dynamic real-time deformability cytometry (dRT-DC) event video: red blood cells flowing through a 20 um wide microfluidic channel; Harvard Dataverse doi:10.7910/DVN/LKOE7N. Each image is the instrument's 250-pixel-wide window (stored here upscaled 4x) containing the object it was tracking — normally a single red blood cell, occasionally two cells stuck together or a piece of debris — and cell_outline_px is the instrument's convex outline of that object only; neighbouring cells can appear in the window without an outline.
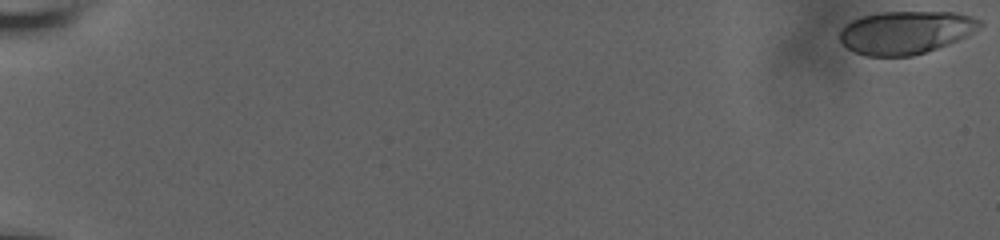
{"species": "human", "species_latin": "Homo sapiens", "temperature_condition": "room temperature", "stored_images_in_passage": 48, "camera_frame_rate_fps": 3000, "um_per_image_px": 0.085, "donor": {"sex": "male"}, "frame": {"image": 1, "passage_image": 1, "time_ms": 0.0, "image_size_px": [1000, 240], "cell_outline_px": [[984, 24], [980, 28], [948, 44], [912, 56], [868, 56], [856, 52], [848, 48], [840, 40], [840, 32], [852, 20], [864, 16], [880, 12], [956, 12], [972, 16], [980, 20]], "centroid_in_image_um": [77.01, 2.74], "position_along_channel_um": 8.0, "area_um2": 34.68}}
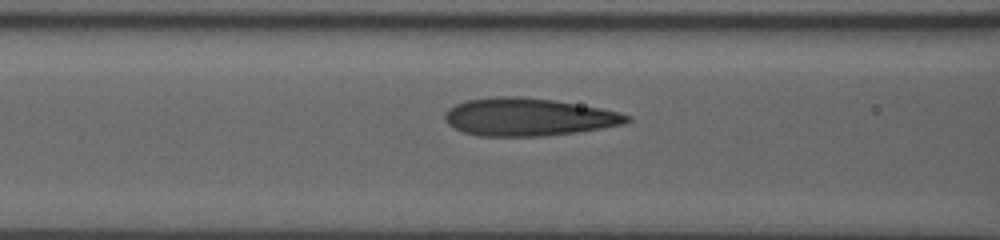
{"frame": {"image": 2, "passage_image": 28, "time_ms": 9.0, "image_size_px": [1000, 240], "cell_outline_px": [[632, 120], [624, 124], [576, 132], [540, 136], [480, 136], [464, 132], [448, 124], [444, 116], [444, 112], [448, 108], [456, 104], [468, 100], [496, 96], [520, 96], [556, 100], [600, 108], [620, 112], [632, 116]], "centroid_in_image_um": [44.92, 9.93], "position_along_channel_um": 121.7, "area_um2": 40.06}}
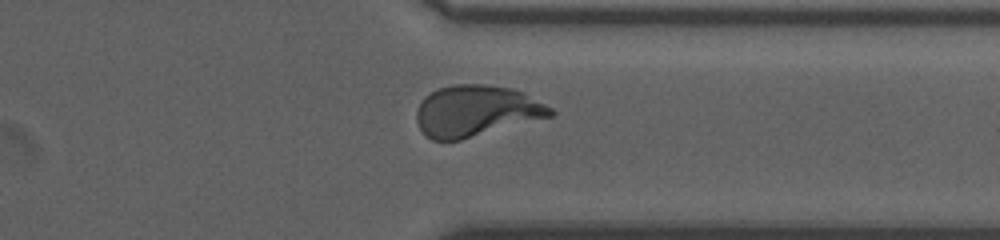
{"frame": {"image": 3, "passage_image": 48, "time_ms": 15.667, "image_size_px": [1000, 240], "cell_outline_px": [[556, 112], [552, 116], [460, 140], [432, 140], [420, 128], [416, 120], [416, 112], [424, 96], [440, 88], [452, 84], [484, 84], [512, 88], [524, 92], [552, 108]], "centroid_in_image_um": [40.49, 9.42], "position_along_channel_um": 370.9, "area_um2": 39.77}}